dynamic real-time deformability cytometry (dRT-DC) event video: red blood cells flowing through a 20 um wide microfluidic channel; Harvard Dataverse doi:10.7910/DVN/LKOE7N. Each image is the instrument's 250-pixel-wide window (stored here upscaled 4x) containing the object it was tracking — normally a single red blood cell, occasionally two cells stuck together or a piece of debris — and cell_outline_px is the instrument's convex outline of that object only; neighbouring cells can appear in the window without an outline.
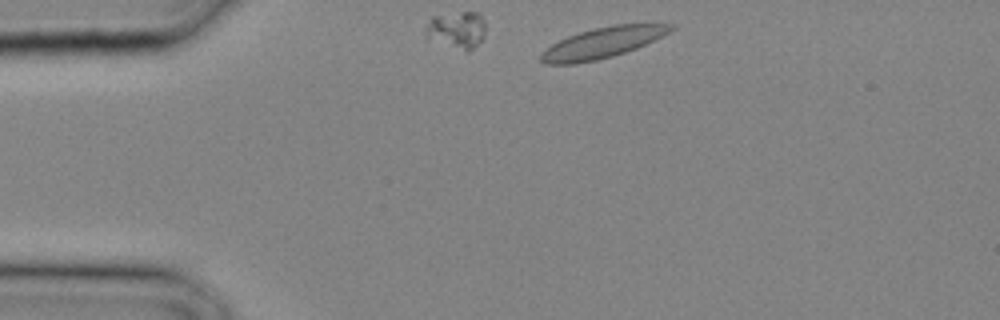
{"species": "common noctule bat (a hibernating species)", "species_latin": "Nyctalus noctula", "temperature_condition": "cold", "stored_images_in_passage": 5, "segment_of_instrument_passage": [1, 2], "camera_frame_rate_fps": 3000, "um_per_image_px": 0.085, "animal": {"sex": "male", "body_mass_g": 20.4}, "frame": {"image": 1, "passage_image": 1, "time_ms": 0.0, "image_size_px": [1000, 320], "cell_outline_px": [[680, 24], [676, 28], [636, 48], [612, 56], [596, 60], [576, 64], [544, 64], [540, 60], [540, 56], [552, 44], [568, 36], [592, 28], [616, 24], [652, 20], [656, 20]], "centroid_in_image_um": [51.38, 3.56], "position_along_channel_um": 33.6, "area_um2": 23.87}}